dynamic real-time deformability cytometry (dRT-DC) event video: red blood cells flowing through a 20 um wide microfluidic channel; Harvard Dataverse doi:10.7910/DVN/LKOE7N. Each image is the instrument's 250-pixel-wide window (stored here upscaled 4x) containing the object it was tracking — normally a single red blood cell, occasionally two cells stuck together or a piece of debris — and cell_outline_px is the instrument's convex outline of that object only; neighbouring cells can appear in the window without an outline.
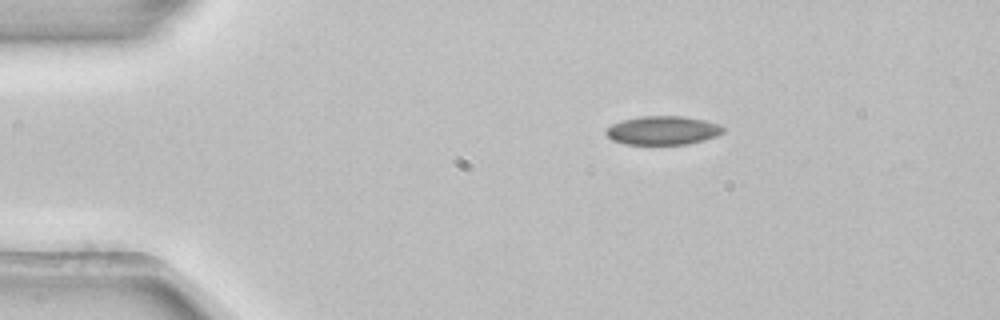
{"species": "common noctule bat (a hibernating species)", "species_latin": "Nyctalus noctula", "temperature_condition": "room temperature", "stored_images_in_passage": 5, "camera_frame_rate_fps": 3000, "um_per_image_px": 0.085, "animal": {"sex": "female", "body_mass_g": 22.7, "forearm_length_mm": 54.2}, "frame": {"image": 1, "passage_image": 1, "time_ms": 0.0, "image_size_px": [1000, 320], "cell_outline_px": [[724, 132], [716, 136], [704, 140], [688, 144], [624, 144], [612, 140], [604, 132], [612, 124], [620, 120], [640, 116], [680, 116], [704, 120], [716, 124], [724, 128]], "centroid_in_image_um": [56.3, 11.08], "position_along_channel_um": 28.7, "area_um2": 19.54}}
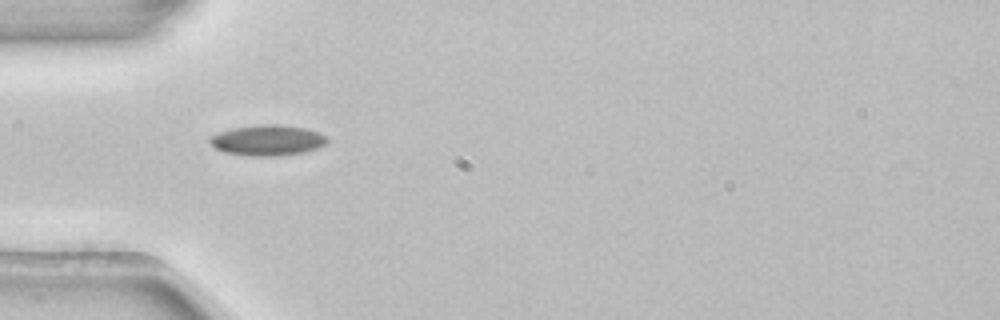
{"frame": {"image": 2, "passage_image": 3, "time_ms": 0.667, "image_size_px": [1000, 320], "cell_outline_px": [[328, 140], [324, 144], [316, 148], [304, 152], [280, 156], [248, 156], [224, 152], [216, 148], [208, 140], [212, 136], [220, 132], [232, 128], [260, 124], [280, 124], [304, 128], [320, 132], [328, 136]], "centroid_in_image_um": [22.76, 11.92], "position_along_channel_um": 62.2, "area_um2": 20.98}}